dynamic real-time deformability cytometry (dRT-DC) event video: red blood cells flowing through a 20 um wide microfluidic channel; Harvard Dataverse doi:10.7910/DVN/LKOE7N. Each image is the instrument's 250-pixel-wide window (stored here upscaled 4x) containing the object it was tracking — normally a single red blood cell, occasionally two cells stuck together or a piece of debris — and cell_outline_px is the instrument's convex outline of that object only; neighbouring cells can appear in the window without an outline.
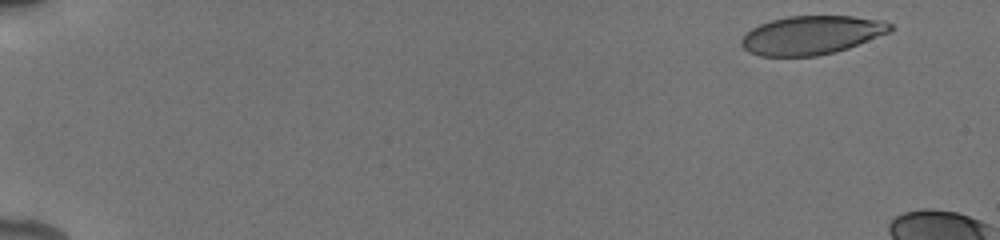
{"species": "human", "species_latin": "Homo sapiens", "temperature_condition": "cold", "stored_images_in_passage": 5, "camera_frame_rate_fps": 3000, "um_per_image_px": 0.085, "donor": {"sex": "male"}, "frame": {"image": 1, "passage_image": 1, "time_ms": 0.0, "image_size_px": [1000, 240], "cell_outline_px": [[896, 28], [888, 32], [848, 48], [836, 52], [816, 56], [760, 56], [748, 52], [740, 44], [740, 40], [752, 28], [760, 24], [772, 20], [788, 16], [852, 16], [884, 20], [892, 24]], "centroid_in_image_um": [68.99, 2.98], "position_along_channel_um": 16.0, "area_um2": 33.52}}